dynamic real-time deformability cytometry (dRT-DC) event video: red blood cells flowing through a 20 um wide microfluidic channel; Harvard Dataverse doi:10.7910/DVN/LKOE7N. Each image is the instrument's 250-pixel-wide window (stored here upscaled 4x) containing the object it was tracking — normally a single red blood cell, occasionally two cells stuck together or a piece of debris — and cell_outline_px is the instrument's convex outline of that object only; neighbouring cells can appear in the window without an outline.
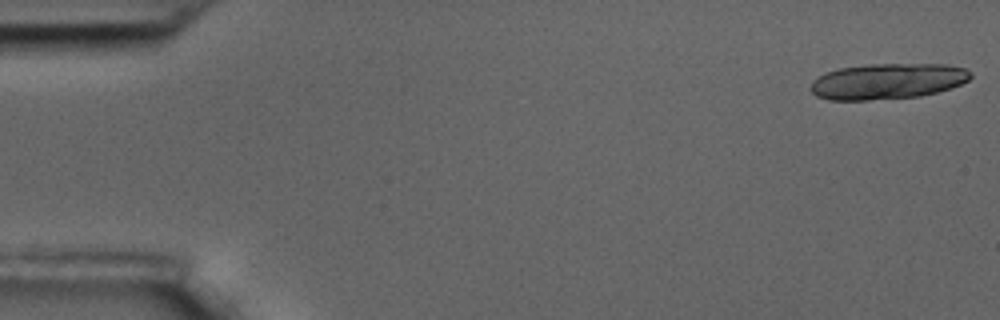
{"species": "common noctule bat (a hibernating species)", "species_latin": "Nyctalus noctula", "temperature_condition": "room temperature", "stored_images_in_passage": 20, "camera_frame_rate_fps": 3000, "um_per_image_px": 0.085, "animal": {"sex": "male", "body_mass_g": 17.5, "forearm_length_mm": 52.3}, "frame": {"image": 1, "passage_image": 1, "time_ms": 0.0, "image_size_px": [1000, 320], "cell_outline_px": [[972, 76], [968, 80], [960, 84], [936, 92], [920, 96], [868, 100], [828, 100], [816, 96], [808, 88], [812, 80], [824, 72], [840, 68], [868, 64], [948, 64], [964, 68], [972, 72]], "centroid_in_image_um": [75.39, 6.9], "position_along_channel_um": 9.6, "area_um2": 33.52}}